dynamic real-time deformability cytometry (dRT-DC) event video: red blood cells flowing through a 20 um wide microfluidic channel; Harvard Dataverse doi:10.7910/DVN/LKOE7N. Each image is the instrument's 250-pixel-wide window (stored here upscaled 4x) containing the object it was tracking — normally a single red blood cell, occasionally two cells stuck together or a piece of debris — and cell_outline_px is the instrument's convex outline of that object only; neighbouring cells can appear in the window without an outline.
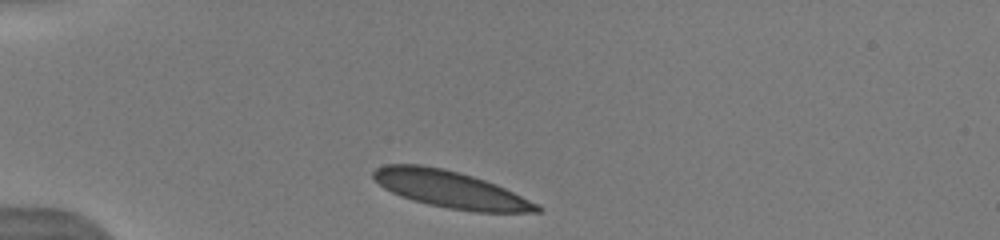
{"species": "human", "species_latin": "Homo sapiens", "temperature_condition": "warm", "stored_images_in_passage": 2, "camera_frame_rate_fps": 3000, "um_per_image_px": 0.085, "donor": {"sex": "male"}, "frame": {"image": 1, "passage_image": 1, "time_ms": 0.0, "image_size_px": [1000, 240], "cell_outline_px": [[544, 208], [540, 212], [476, 212], [448, 208], [428, 204], [412, 200], [400, 196], [384, 188], [372, 176], [372, 172], [376, 168], [384, 164], [424, 164], [444, 168], [472, 176], [496, 184], [540, 204]], "centroid_in_image_um": [38.3, 16.09], "position_along_channel_um": 46.7, "area_um2": 35.32}}